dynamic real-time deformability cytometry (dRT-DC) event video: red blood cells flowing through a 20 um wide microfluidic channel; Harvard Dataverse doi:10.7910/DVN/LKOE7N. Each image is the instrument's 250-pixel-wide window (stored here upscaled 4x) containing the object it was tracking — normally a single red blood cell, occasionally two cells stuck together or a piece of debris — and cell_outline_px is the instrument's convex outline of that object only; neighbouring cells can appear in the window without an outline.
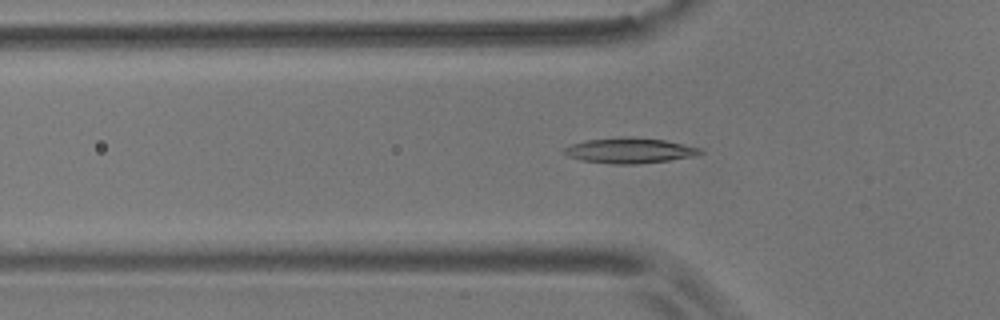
{"species": "common noctule bat (a hibernating species)", "species_latin": "Nyctalus noctula", "temperature_condition": "room temperature", "stored_images_in_passage": 41, "camera_frame_rate_fps": 3000, "um_per_image_px": 0.085, "animal": {"sex": "male", "body_mass_g": 17.9}, "frame": {"image": 1, "passage_image": 4, "time_ms": 1.0, "image_size_px": [1000, 320], "cell_outline_px": [[704, 152], [696, 156], [640, 164], [612, 164], [580, 160], [568, 156], [560, 152], [564, 148], [572, 144], [584, 140], [664, 140], [700, 148]], "centroid_in_image_um": [53.5, 12.86], "position_along_channel_um": 72.3, "area_um2": 19.07}}
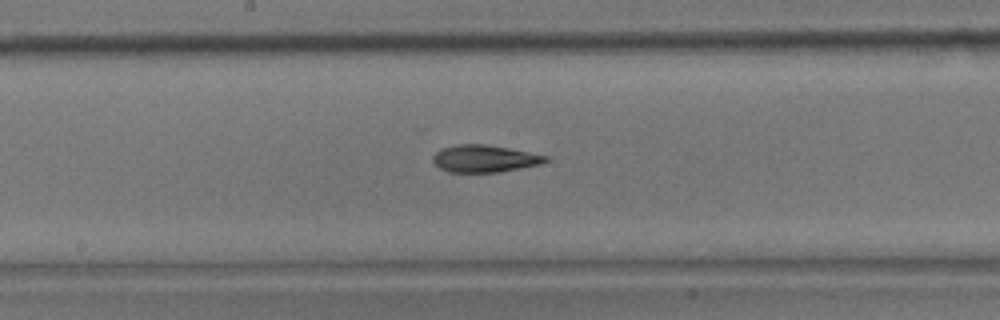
{"frame": {"image": 2, "passage_image": 15, "time_ms": 4.667, "image_size_px": [1000, 320], "cell_outline_px": [[548, 160], [540, 164], [500, 172], [448, 172], [432, 164], [432, 156], [440, 148], [456, 144], [484, 144], [508, 148], [548, 156]], "centroid_in_image_um": [41.11, 13.48], "position_along_channel_um": 207.1, "area_um2": 17.92}}
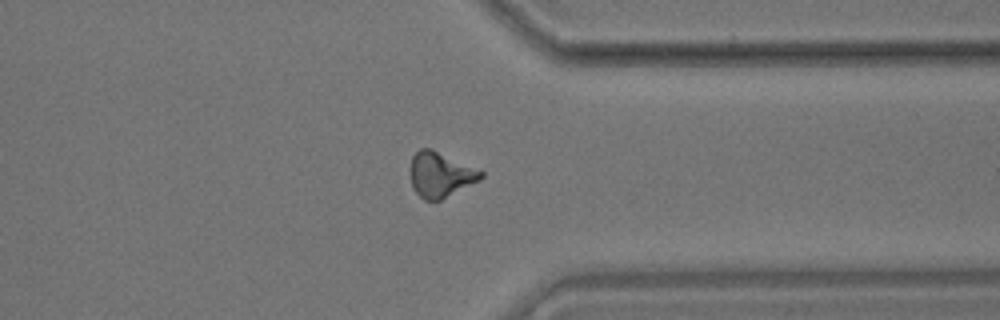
{"frame": {"image": 3, "passage_image": 29, "time_ms": 9.333, "image_size_px": [1000, 320], "cell_outline_px": [[484, 176], [480, 180], [440, 200], [424, 200], [412, 188], [412, 156], [420, 148], [432, 148], [484, 172]], "centroid_in_image_um": [37.45, 14.84], "position_along_channel_um": 374.0, "area_um2": 18.26}, "authors_computed_cell_mechanics": {"area_um2": 17.8602, "velocity_mm_per_s": 3.6504, "shape_relaxation_time_tau1_ms": 5.4922, "shape_relaxation_time_tau2_ms": 6.1157, "deformation_change_tau1": 0.1751, "deformation_change_tau2": 0.1468}}